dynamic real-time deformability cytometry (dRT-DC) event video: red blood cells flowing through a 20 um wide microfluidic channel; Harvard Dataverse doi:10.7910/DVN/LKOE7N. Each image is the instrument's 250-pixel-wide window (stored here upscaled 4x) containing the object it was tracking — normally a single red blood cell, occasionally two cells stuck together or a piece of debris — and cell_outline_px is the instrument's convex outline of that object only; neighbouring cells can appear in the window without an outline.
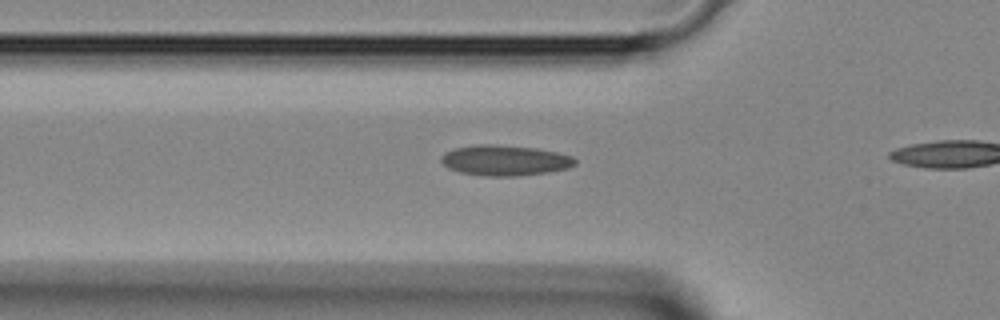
{"species": "Egyptian fruit bat (a non-hibernating species)", "species_latin": "Rousettus aegyptiacus", "temperature_condition": "room temperature", "stored_images_in_passage": 7, "camera_frame_rate_fps": 3000, "um_per_image_px": 0.085, "animal": {"sex": "female"}, "frame": {"image": 1, "passage_image": 6, "time_ms": 1.667, "image_size_px": [1000, 320], "cell_outline_px": [[576, 164], [568, 168], [548, 172], [516, 176], [484, 176], [460, 172], [448, 168], [440, 160], [440, 156], [444, 152], [456, 148], [476, 144], [492, 144], [536, 148], [556, 152], [572, 156], [576, 160]], "centroid_in_image_um": [42.9, 13.63], "position_along_channel_um": 82.9, "area_um2": 23.81}}